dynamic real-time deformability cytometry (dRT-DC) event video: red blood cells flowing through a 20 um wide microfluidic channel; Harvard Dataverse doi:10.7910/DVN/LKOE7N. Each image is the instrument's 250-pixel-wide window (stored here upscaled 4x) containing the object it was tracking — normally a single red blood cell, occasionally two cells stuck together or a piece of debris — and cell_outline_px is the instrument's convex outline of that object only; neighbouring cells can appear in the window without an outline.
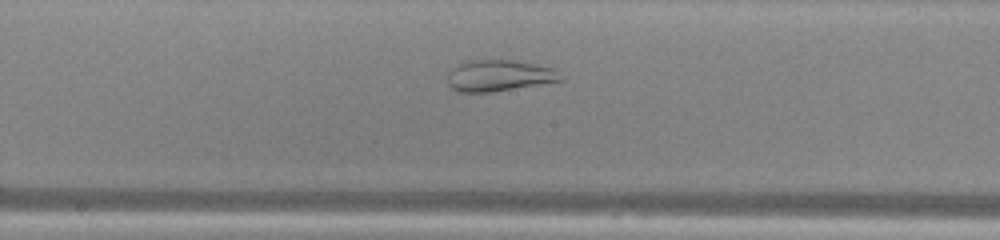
{"species": "common noctule bat (a hibernating species)", "species_latin": "Nyctalus noctula", "temperature_condition": "warm", "stored_images_in_passage": 35, "camera_frame_rate_fps": 3000, "um_per_image_px": 0.085, "animal": {"sex": "male", "body_mass_g": 13.0, "forearm_length_mm": 53.1}, "frame": {"image": 1, "passage_image": 22, "time_ms": 7.0, "image_size_px": [1000, 240], "cell_outline_px": [[564, 80], [492, 92], [460, 92], [452, 88], [448, 84], [448, 68], [464, 60], [512, 60], [536, 64], [556, 68]], "centroid_in_image_um": [42.39, 6.41], "position_along_channel_um": 205.8, "area_um2": 20.92}}
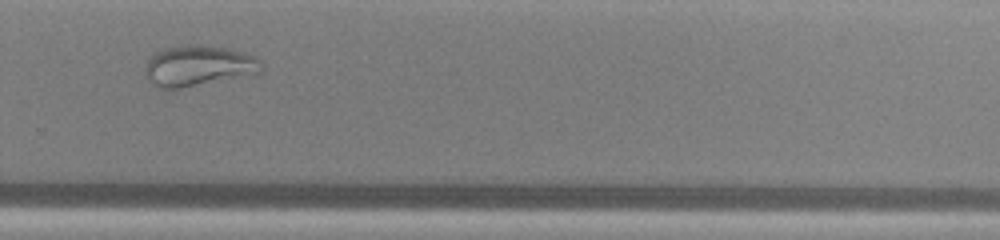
{"frame": {"image": 2, "passage_image": 30, "time_ms": 9.667, "image_size_px": [1000, 240], "cell_outline_px": [[260, 72], [180, 88], [156, 88], [144, 76], [144, 64], [156, 52], [164, 48], [180, 44], [192, 44], [228, 48], [244, 52], [260, 60]], "centroid_in_image_um": [16.76, 5.57], "position_along_channel_um": 313.0, "area_um2": 27.34}}
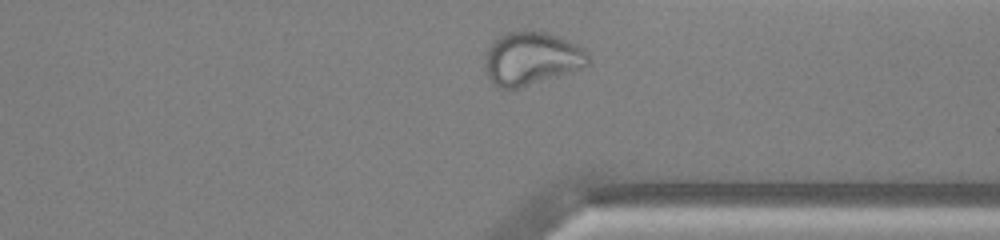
{"frame": {"image": 3, "passage_image": 34, "time_ms": 11.0, "image_size_px": [1000, 240], "cell_outline_px": [[588, 64], [556, 76], [516, 88], [496, 88], [492, 84], [484, 68], [484, 64], [488, 48], [500, 36], [508, 32], [524, 28], [548, 32], [568, 40], [584, 48], [588, 52]], "centroid_in_image_um": [45.14, 4.93], "position_along_channel_um": 366.3, "area_um2": 31.85}, "authors_computed_cell_mechanics": {"area_um2": 29.9404, "velocity_mm_per_s": 4.0345, "shape_relaxation_time_tau1_ms": null, "shape_relaxation_time_tau2_ms": 1.2889, "deformation_change_tau1": null, "deformation_change_tau2": 0.0775}}